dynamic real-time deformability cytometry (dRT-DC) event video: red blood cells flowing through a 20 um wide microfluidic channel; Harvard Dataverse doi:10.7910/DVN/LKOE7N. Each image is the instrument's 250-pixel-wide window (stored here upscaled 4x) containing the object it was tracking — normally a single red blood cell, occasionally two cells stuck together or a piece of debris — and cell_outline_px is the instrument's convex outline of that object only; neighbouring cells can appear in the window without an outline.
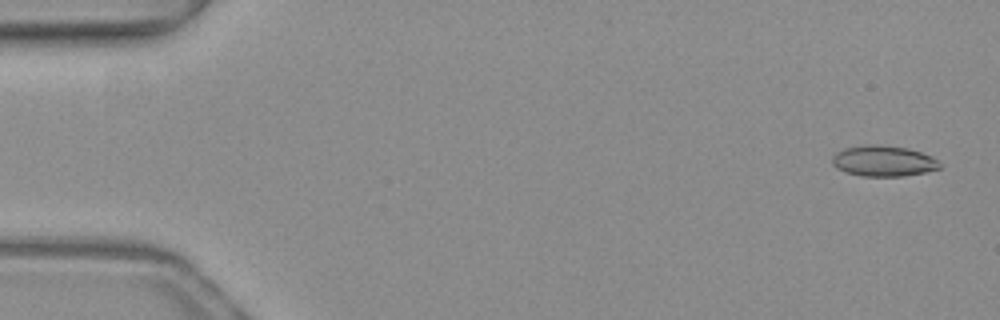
{"species": "common noctule bat (a hibernating species)", "species_latin": "Nyctalus noctula", "temperature_condition": "warm", "stored_images_in_passage": 52, "camera_frame_rate_fps": 3000, "um_per_image_px": 0.085, "animal": {"sex": "female", "body_mass_g": 19.3, "forearm_length_mm": 54.1}, "frame": {"image": 1, "passage_image": 2, "time_ms": 0.333, "image_size_px": [1000, 320], "cell_outline_px": [[940, 168], [924, 172], [904, 176], [860, 176], [844, 172], [836, 168], [832, 164], [832, 156], [836, 152], [844, 148], [868, 144], [876, 144], [908, 148], [932, 156], [940, 164]], "centroid_in_image_um": [75.04, 13.68], "position_along_channel_um": 10.0, "area_um2": 19.36}}
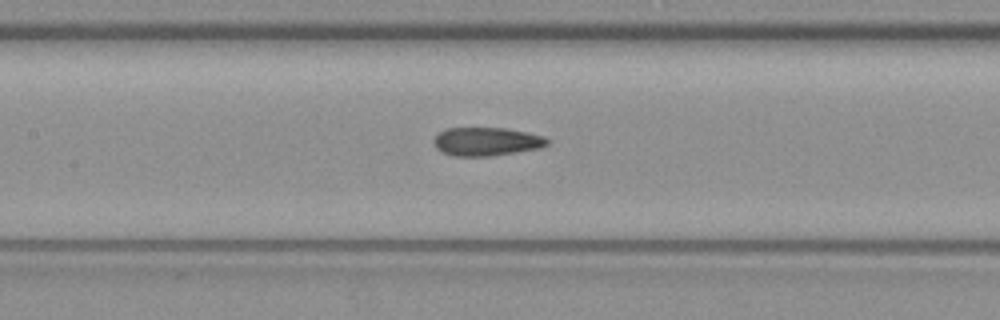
{"frame": {"image": 2, "passage_image": 24, "time_ms": 7.667, "image_size_px": [1000, 320], "cell_outline_px": [[548, 144], [540, 148], [492, 156], [452, 156], [436, 148], [432, 140], [444, 128], [508, 128], [544, 136], [548, 140]], "centroid_in_image_um": [41.34, 12.03], "position_along_channel_um": 166.1, "area_um2": 18.84}}
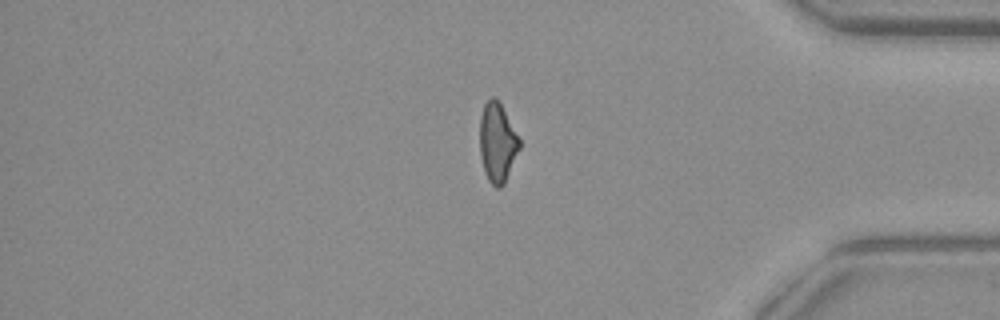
{"frame": {"image": 3, "passage_image": 43, "time_ms": 14.0, "image_size_px": [1000, 320], "cell_outline_px": [[520, 148], [504, 184], [500, 188], [496, 188], [488, 180], [484, 172], [480, 156], [480, 116], [484, 104], [492, 96], [500, 104], [520, 140]], "centroid_in_image_um": [42.26, 12.16], "position_along_channel_um": 392.9, "area_um2": 18.09}, "authors_computed_cell_mechanics": {"area_um2": 19.0162, "velocity_mm_per_s": 4.0141, "shape_relaxation_time_tau1_ms": null, "shape_relaxation_time_tau2_ms": 2.7314, "deformation_change_tau1": null, "deformation_change_tau2": 0.0859}}